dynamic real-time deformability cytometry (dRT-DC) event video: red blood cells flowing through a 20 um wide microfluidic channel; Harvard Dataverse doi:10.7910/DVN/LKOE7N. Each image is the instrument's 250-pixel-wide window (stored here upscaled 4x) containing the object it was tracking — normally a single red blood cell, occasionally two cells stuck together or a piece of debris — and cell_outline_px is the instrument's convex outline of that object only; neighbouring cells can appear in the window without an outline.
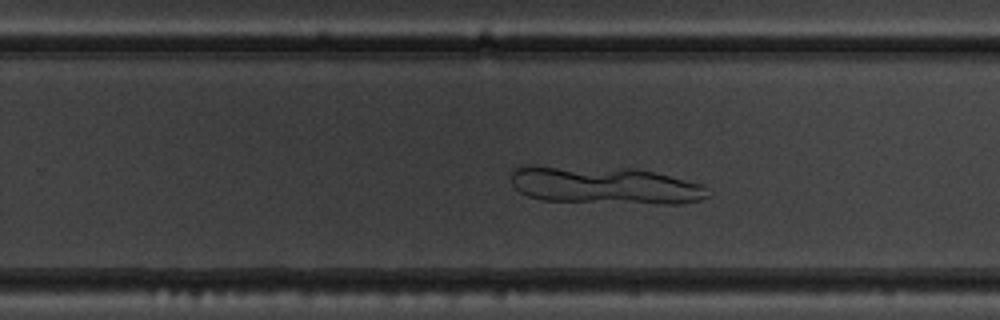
{"species": "common noctule bat (a hibernating species)", "species_latin": "Nyctalus noctula", "temperature_condition": "warm", "stored_images_in_passage": 46, "camera_frame_rate_fps": 3000, "um_per_image_px": 0.085, "animal": {"sex": "male", "body_mass_g": 19.5, "forearm_length_mm": 54.6}, "frame": {"image": 1, "passage_image": 27, "time_ms": 8.667, "image_size_px": [1000, 320], "cell_outline_px": [[712, 196], [700, 200], [684, 204], [656, 204], [540, 200], [528, 196], [520, 192], [512, 184], [512, 168], [524, 164], [528, 164], [636, 168], [704, 184]], "centroid_in_image_um": [51.39, 15.73], "position_along_channel_um": 278.4, "area_um2": 44.22}}